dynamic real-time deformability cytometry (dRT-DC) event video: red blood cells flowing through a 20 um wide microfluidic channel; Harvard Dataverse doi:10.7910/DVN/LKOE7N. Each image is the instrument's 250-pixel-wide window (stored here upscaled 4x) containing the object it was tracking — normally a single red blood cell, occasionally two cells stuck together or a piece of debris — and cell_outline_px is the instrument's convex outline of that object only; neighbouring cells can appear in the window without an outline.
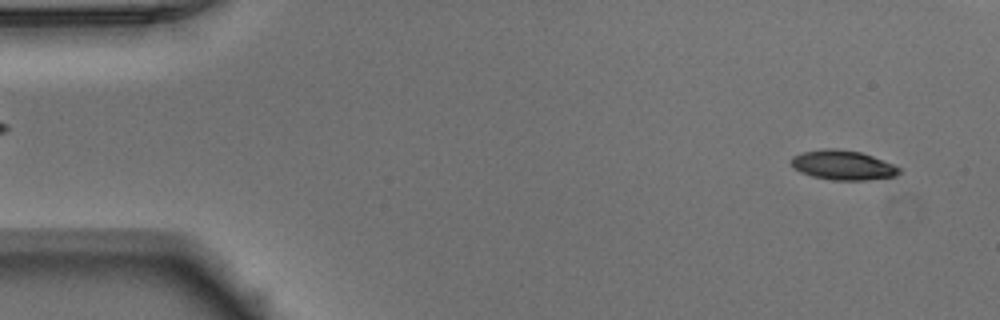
{"species": "Egyptian fruit bat (a non-hibernating species)", "species_latin": "Rousettus aegyptiacus", "temperature_condition": "warm", "stored_images_in_passage": 51, "camera_frame_rate_fps": 3000, "um_per_image_px": 0.085, "animal": {"sex": "male"}, "frame": {"image": 1, "passage_image": 3, "time_ms": 0.667, "image_size_px": [1000, 320], "cell_outline_px": [[900, 172], [896, 176], [868, 180], [832, 180], [812, 176], [800, 172], [792, 168], [792, 156], [804, 152], [824, 148], [836, 148], [860, 152], [872, 156], [892, 164], [900, 168]], "centroid_in_image_um": [71.63, 14.04], "position_along_channel_um": 13.4, "area_um2": 18.55}}
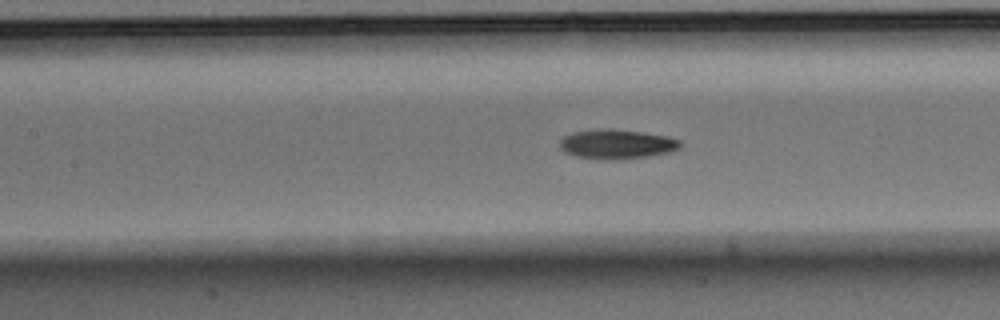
{"frame": {"image": 2, "passage_image": 22, "time_ms": 7.0, "image_size_px": [1000, 320], "cell_outline_px": [[680, 148], [668, 152], [648, 156], [616, 160], [608, 160], [580, 156], [564, 152], [560, 148], [560, 140], [564, 136], [572, 132], [600, 128], [612, 128], [640, 132], [664, 136], [680, 140]], "centroid_in_image_um": [52.39, 12.24], "position_along_channel_um": 155.0, "area_um2": 20.52}}
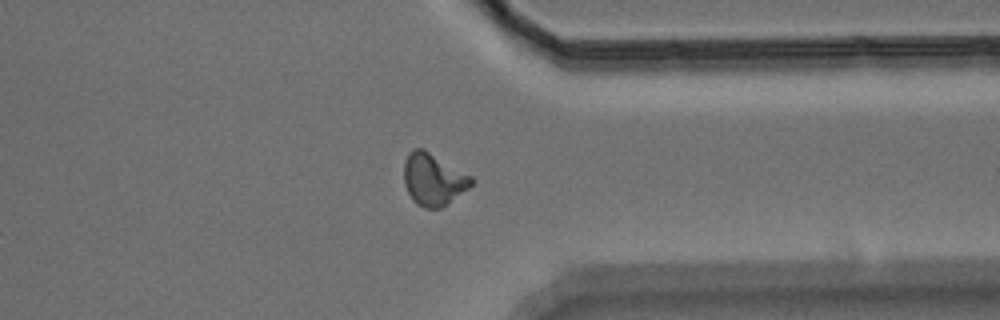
{"frame": {"image": 3, "passage_image": 39, "time_ms": 12.667, "image_size_px": [1000, 320], "cell_outline_px": [[472, 184], [468, 188], [448, 204], [440, 208], [424, 208], [416, 204], [412, 200], [404, 184], [404, 164], [408, 152], [412, 148], [424, 148], [472, 176]], "centroid_in_image_um": [36.81, 15.24], "position_along_channel_um": 374.6, "area_um2": 20.58}, "authors_computed_cell_mechanics": {"area_um2": 19.4208, "velocity_mm_per_s": 3.947, "shape_relaxation_time_tau1_ms": 4.6089, "shape_relaxation_time_tau2_ms": 5.219, "deformation_change_tau1": 0.1909, "deformation_change_tau2": 0.1004}}